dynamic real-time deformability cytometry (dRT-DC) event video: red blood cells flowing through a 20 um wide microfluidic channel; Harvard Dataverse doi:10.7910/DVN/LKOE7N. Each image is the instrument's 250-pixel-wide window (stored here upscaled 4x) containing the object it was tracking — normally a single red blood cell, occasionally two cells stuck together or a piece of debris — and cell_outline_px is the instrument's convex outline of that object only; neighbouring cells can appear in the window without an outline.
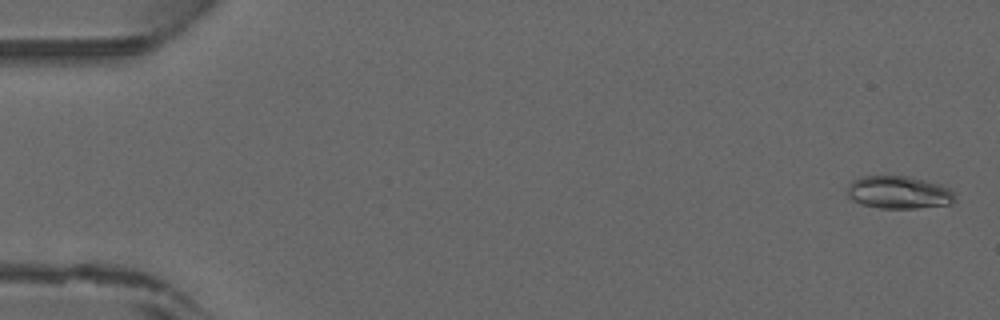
{"species": "common noctule bat (a hibernating species)", "species_latin": "Nyctalus noctula", "temperature_condition": "warm", "stored_images_in_passage": 8, "camera_frame_rate_fps": 3000, "um_per_image_px": 0.085, "animal": {"sex": "male", "forearm_length_mm": 52.5}, "frame": {"image": 1, "passage_image": 2, "time_ms": 0.333, "image_size_px": [1000, 320], "cell_outline_px": [[956, 200], [948, 204], [916, 208], [880, 208], [860, 204], [852, 200], [848, 196], [848, 184], [852, 180], [864, 176], [908, 176], [940, 184], [948, 188], [956, 196]], "centroid_in_image_um": [76.37, 16.35], "position_along_channel_um": 8.6, "area_um2": 20.46}}